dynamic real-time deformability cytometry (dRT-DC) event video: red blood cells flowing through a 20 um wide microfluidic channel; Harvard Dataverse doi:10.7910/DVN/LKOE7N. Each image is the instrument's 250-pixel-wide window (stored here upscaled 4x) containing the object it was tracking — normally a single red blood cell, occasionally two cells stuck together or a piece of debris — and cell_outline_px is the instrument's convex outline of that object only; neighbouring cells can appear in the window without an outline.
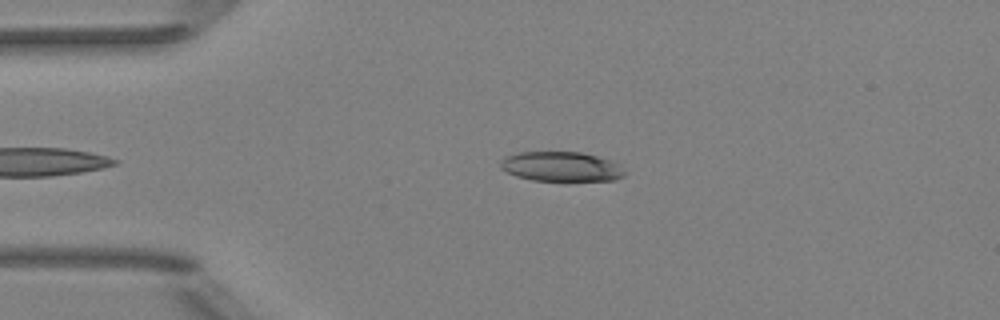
{"species": "Egyptian fruit bat (a non-hibernating species)", "species_latin": "Rousettus aegyptiacus", "temperature_condition": "room temperature", "stored_images_in_passage": 37, "camera_frame_rate_fps": 3000, "um_per_image_px": 0.085, "animal": {"sex": "female"}, "frame": {"image": 1, "passage_image": 2, "time_ms": 0.333, "image_size_px": [1000, 320], "cell_outline_px": [[624, 176], [616, 180], [532, 180], [516, 176], [500, 168], [500, 164], [508, 156], [520, 152], [580, 152], [596, 156], [620, 164], [624, 172]], "centroid_in_image_um": [47.72, 14.16], "position_along_channel_um": 37.3, "area_um2": 21.1}}
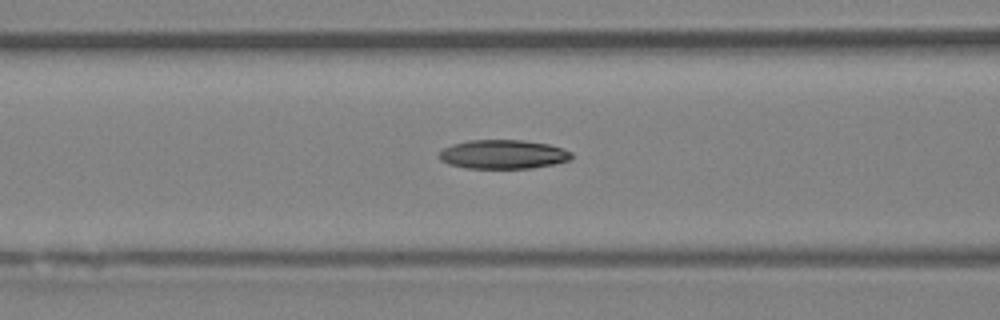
{"frame": {"image": 2, "passage_image": 11, "time_ms": 3.333, "image_size_px": [1000, 320], "cell_outline_px": [[572, 160], [556, 164], [532, 168], [464, 168], [448, 164], [440, 160], [440, 152], [444, 148], [452, 144], [468, 140], [524, 140], [548, 144], [572, 152]], "centroid_in_image_um": [42.78, 13.12], "position_along_channel_um": 123.8, "area_um2": 22.48}}
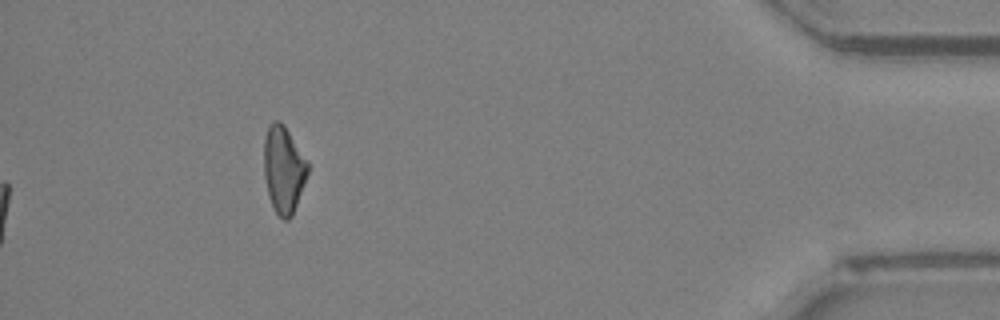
{"frame": {"image": 3, "passage_image": 37, "time_ms": 12.0, "image_size_px": [1000, 320], "cell_outline_px": [[308, 172], [292, 216], [288, 220], [284, 220], [276, 212], [268, 196], [264, 176], [264, 136], [272, 120], [276, 120], [284, 124], [308, 160]], "centroid_in_image_um": [24.1, 14.37], "position_along_channel_um": 411.1, "area_um2": 22.2}}